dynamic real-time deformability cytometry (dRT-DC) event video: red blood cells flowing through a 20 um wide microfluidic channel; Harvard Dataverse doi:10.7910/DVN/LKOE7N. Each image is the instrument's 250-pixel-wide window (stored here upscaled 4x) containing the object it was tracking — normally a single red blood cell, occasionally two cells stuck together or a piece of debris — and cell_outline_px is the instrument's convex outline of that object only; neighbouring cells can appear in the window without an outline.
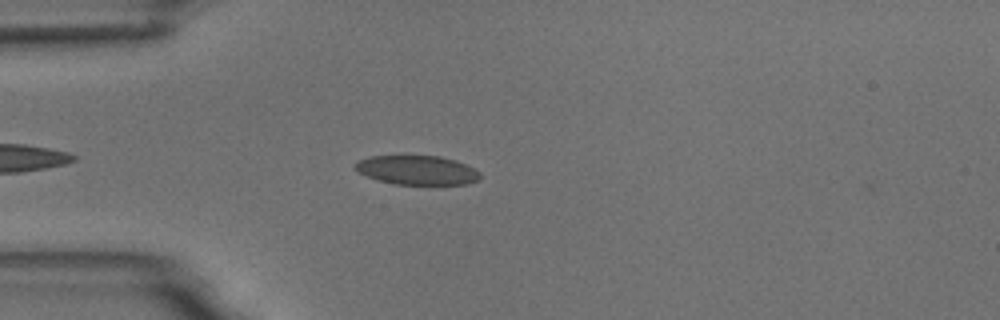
{"species": "common noctule bat (a hibernating species)", "species_latin": "Nyctalus noctula", "temperature_condition": "room temperature", "stored_images_in_passage": 5, "camera_frame_rate_fps": 3000, "um_per_image_px": 0.085, "animal": {"sex": "male", "body_mass_g": 18.8}, "frame": {"image": 1, "passage_image": 5, "time_ms": 4.667, "image_size_px": [1000, 320], "cell_outline_px": [[480, 176], [476, 180], [468, 184], [396, 184], [380, 180], [368, 176], [352, 168], [352, 164], [368, 156], [440, 156], [456, 160], [480, 172]], "centroid_in_image_um": [35.42, 14.45], "position_along_channel_um": 49.6, "area_um2": 21.04}}